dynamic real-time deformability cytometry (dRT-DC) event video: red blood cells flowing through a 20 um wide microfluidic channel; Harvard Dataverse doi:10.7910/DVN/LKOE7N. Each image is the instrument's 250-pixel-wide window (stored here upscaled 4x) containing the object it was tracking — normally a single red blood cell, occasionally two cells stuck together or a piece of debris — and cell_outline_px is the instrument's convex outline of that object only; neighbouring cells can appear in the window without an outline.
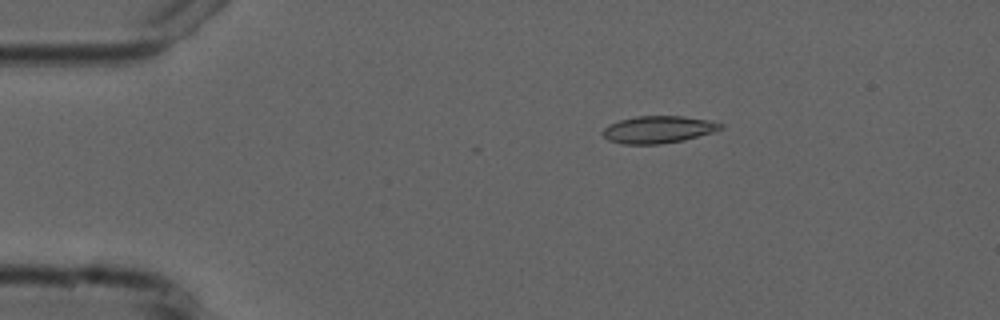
{"species": "common noctule bat (a hibernating species)", "species_latin": "Nyctalus noctula", "temperature_condition": "cold", "stored_images_in_passage": 7, "camera_frame_rate_fps": 3000, "um_per_image_px": 0.085, "animal": {"sex": "male", "forearm_length_mm": 52.5}, "frame": {"image": 1, "passage_image": 2, "time_ms": 1.0, "image_size_px": [1000, 320], "cell_outline_px": [[724, 128], [712, 132], [684, 140], [660, 144], [624, 144], [608, 140], [600, 132], [608, 124], [620, 120], [636, 116], [680, 116], [712, 120], [724, 124]], "centroid_in_image_um": [55.95, 11.0], "position_along_channel_um": 29.0, "area_um2": 18.79}}
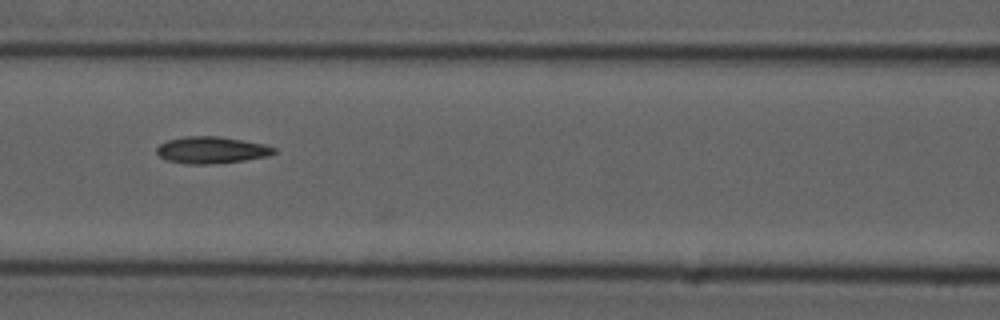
{"frame": {"image": 2, "passage_image": 6, "time_ms": 5.667, "image_size_px": [1000, 320], "cell_outline_px": [[276, 152], [268, 156], [244, 160], [208, 164], [188, 164], [168, 160], [160, 156], [156, 152], [156, 148], [160, 144], [168, 140], [184, 136], [220, 136], [264, 144], [276, 148]], "centroid_in_image_um": [17.98, 12.74], "position_along_channel_um": 148.6, "area_um2": 18.21}}
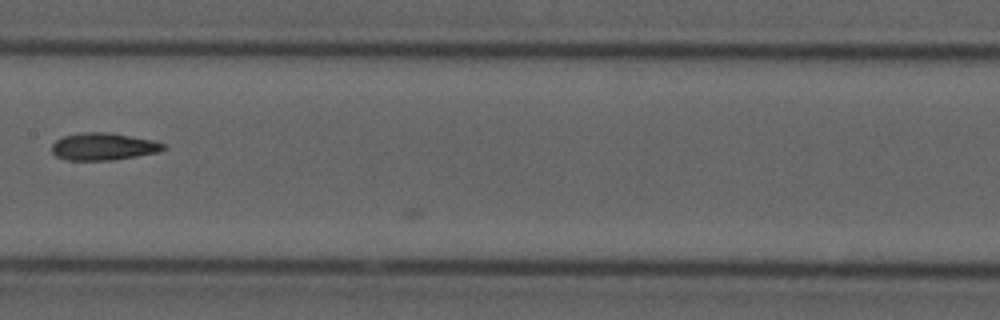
{"frame": {"image": 3, "passage_image": 7, "time_ms": 7.0, "image_size_px": [1000, 320], "cell_outline_px": [[168, 148], [156, 152], [136, 156], [112, 160], [68, 160], [56, 156], [52, 152], [52, 144], [56, 140], [64, 136], [80, 132], [112, 132], [148, 140], [164, 144]], "centroid_in_image_um": [8.74, 12.45], "position_along_channel_um": 198.7, "area_um2": 17.57}}